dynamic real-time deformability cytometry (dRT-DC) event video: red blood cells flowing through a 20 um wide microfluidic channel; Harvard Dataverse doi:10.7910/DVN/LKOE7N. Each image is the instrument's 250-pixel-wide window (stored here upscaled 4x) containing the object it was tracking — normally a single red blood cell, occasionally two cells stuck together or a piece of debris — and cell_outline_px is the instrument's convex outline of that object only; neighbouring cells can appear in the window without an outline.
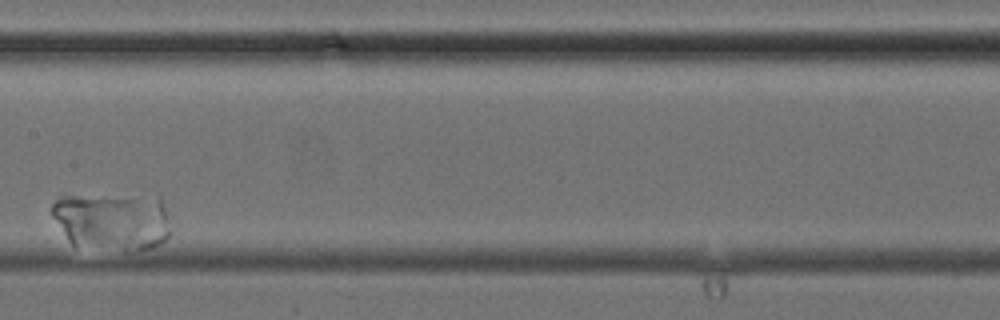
{"species": "common noctule bat (a hibernating species)", "species_latin": "Nyctalus noctula", "temperature_condition": "cold", "stored_images_in_passage": 8, "camera_frame_rate_fps": 3000, "um_per_image_px": 0.085, "animal": {"sex": "female", "body_mass_g": 24.6, "forearm_length_mm": 56.2}, "frame": {"image": 1, "passage_image": 5, "time_ms": 4.667, "image_size_px": [1000, 320], "cell_outline_px": [[168, 236], [160, 244], [152, 248], [128, 252], [124, 252], [72, 244], [68, 240], [52, 216], [52, 204], [60, 196], [76, 196], [132, 200], [168, 232]], "centroid_in_image_um": [9.1, 19.02], "position_along_channel_um": 198.3, "area_um2": 34.74}}
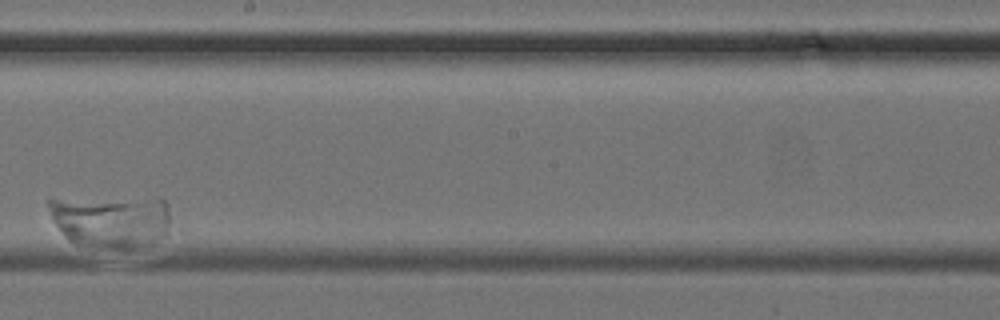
{"frame": {"image": 2, "passage_image": 6, "time_ms": 6.0, "image_size_px": [1000, 320], "cell_outline_px": [[168, 236], [156, 244], [132, 248], [116, 248], [76, 244], [68, 240], [64, 236], [52, 220], [48, 204], [48, 200], [156, 196], [160, 196], [168, 204]], "centroid_in_image_um": [9.53, 18.77], "position_along_channel_um": 238.7, "area_um2": 38.26}}
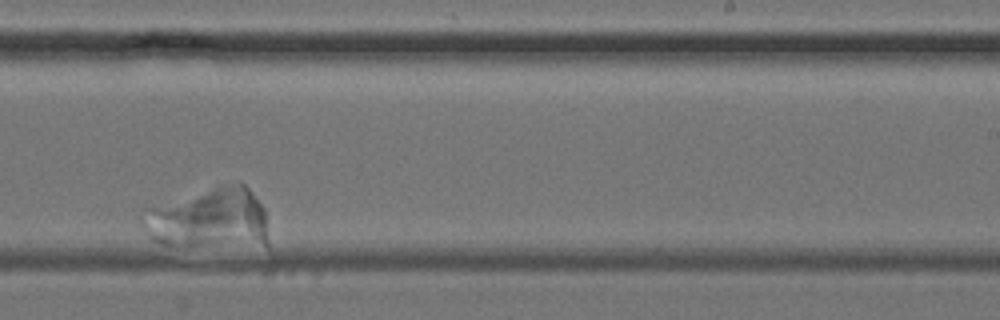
{"frame": {"image": 3, "passage_image": 7, "time_ms": 7.333, "image_size_px": [1000, 320], "cell_outline_px": [[268, 248], [160, 244], [152, 240], [144, 228], [140, 220], [140, 216], [148, 208], [216, 188], [240, 184], [244, 184], [248, 188], [264, 208], [268, 244]], "centroid_in_image_um": [17.82, 18.68], "position_along_channel_um": 271.2, "area_um2": 44.04}}